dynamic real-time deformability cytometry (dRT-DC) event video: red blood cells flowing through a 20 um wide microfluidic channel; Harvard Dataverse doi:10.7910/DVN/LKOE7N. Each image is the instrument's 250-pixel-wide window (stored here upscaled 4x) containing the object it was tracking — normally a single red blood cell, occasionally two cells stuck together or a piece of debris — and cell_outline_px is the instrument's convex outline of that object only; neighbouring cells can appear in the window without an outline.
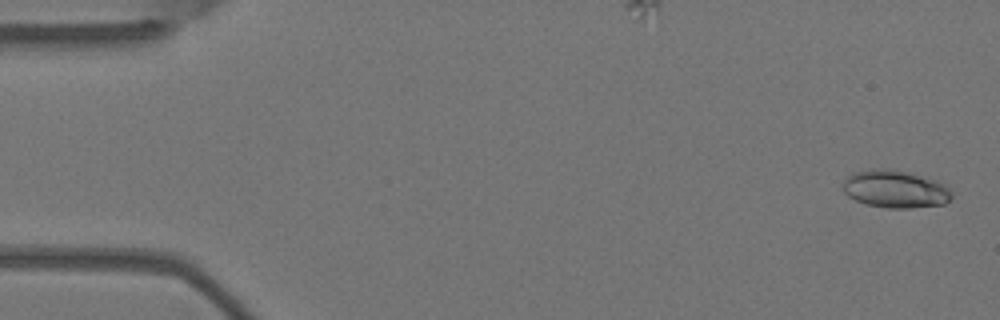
{"species": "Egyptian fruit bat (a non-hibernating species)", "species_latin": "Rousettus aegyptiacus", "temperature_condition": "warm", "stored_images_in_passage": 5, "camera_frame_rate_fps": 3000, "um_per_image_px": 0.085, "animal": {"sex": "female"}, "frame": {"image": 1, "passage_image": 1, "time_ms": 0.0, "image_size_px": [1000, 320], "cell_outline_px": [[952, 196], [944, 204], [912, 208], [888, 208], [864, 204], [848, 196], [840, 188], [840, 184], [852, 172], [868, 168], [888, 168], [908, 172], [936, 180], [948, 188], [952, 192]], "centroid_in_image_um": [76.02, 16.06], "position_along_channel_um": 9.0, "area_um2": 24.22}}
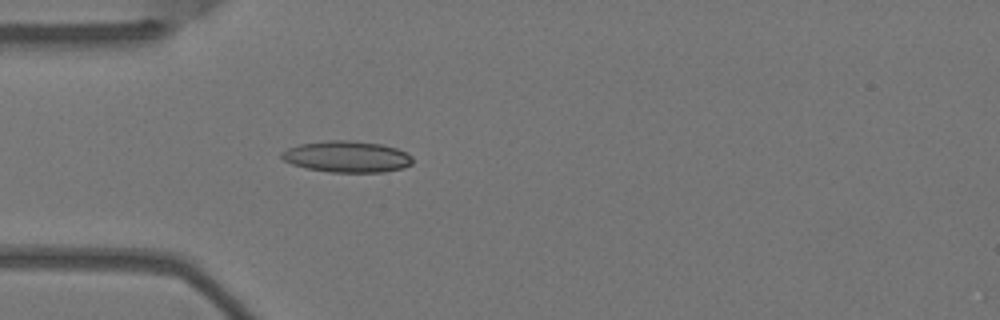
{"frame": {"image": 2, "passage_image": 5, "time_ms": 1.333, "image_size_px": [1000, 320], "cell_outline_px": [[412, 164], [404, 168], [384, 172], [328, 172], [308, 168], [292, 164], [284, 160], [280, 156], [280, 152], [288, 148], [300, 144], [328, 140], [348, 140], [380, 144], [396, 148], [412, 156]], "centroid_in_image_um": [29.48, 13.32], "position_along_channel_um": 55.5, "area_um2": 23.87}}